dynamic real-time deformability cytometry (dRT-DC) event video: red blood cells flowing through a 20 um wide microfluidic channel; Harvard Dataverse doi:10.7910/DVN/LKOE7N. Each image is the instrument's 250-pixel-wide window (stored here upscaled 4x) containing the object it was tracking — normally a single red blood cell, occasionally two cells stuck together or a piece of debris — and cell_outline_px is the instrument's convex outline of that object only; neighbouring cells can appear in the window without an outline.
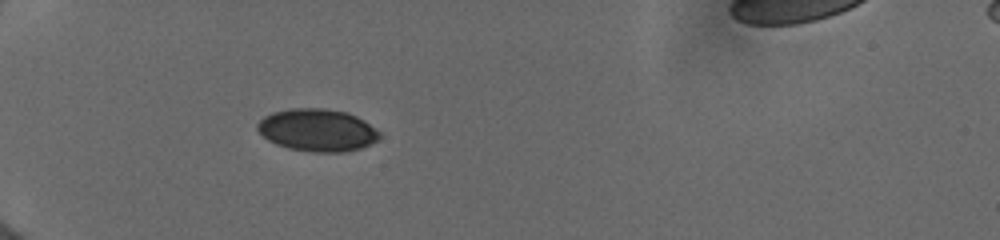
{"species": "human", "species_latin": "Homo sapiens", "temperature_condition": "cold", "stored_images_in_passage": 8, "camera_frame_rate_fps": 3000, "um_per_image_px": 0.085, "donor": {"sex": "female"}, "frame": {"image": 1, "passage_image": 1, "time_ms": 0.0, "image_size_px": [1000, 240], "cell_outline_px": [[380, 140], [360, 148], [344, 152], [312, 152], [288, 148], [276, 144], [268, 140], [256, 128], [256, 124], [264, 116], [272, 112], [288, 108], [324, 108], [348, 112], [364, 120], [380, 132]], "centroid_in_image_um": [26.98, 11.05], "position_along_channel_um": 58.0, "area_um2": 30.4}}
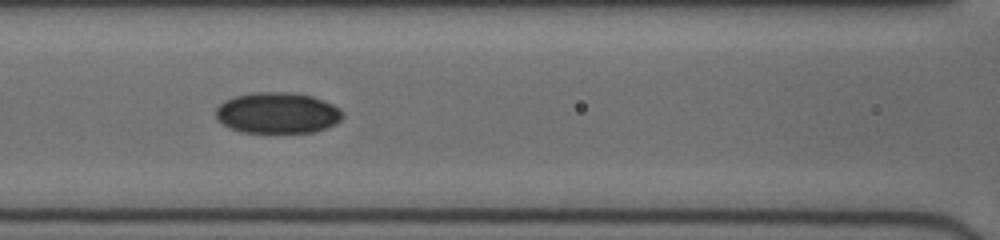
{"frame": {"image": 2, "passage_image": 4, "time_ms": 2.667, "image_size_px": [1000, 240], "cell_outline_px": [[344, 116], [336, 124], [328, 128], [316, 132], [240, 132], [228, 128], [216, 120], [216, 108], [224, 100], [236, 96], [252, 92], [292, 92], [312, 96], [324, 100], [340, 108], [344, 112]], "centroid_in_image_um": [23.59, 9.6], "position_along_channel_um": 143.0, "area_um2": 30.75}}
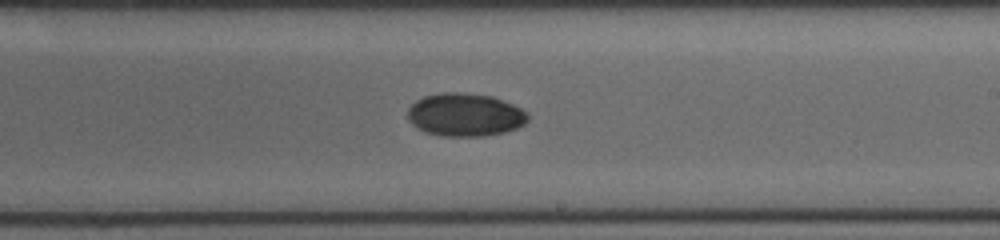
{"frame": {"image": 3, "passage_image": 8, "time_ms": 5.333, "image_size_px": [1000, 240], "cell_outline_px": [[528, 120], [524, 124], [516, 128], [504, 132], [484, 136], [440, 136], [424, 132], [416, 128], [408, 120], [408, 108], [416, 100], [424, 96], [444, 92], [460, 92], [492, 96], [512, 104], [528, 112]], "centroid_in_image_um": [39.51, 9.76], "position_along_channel_um": 249.5, "area_um2": 30.29}}